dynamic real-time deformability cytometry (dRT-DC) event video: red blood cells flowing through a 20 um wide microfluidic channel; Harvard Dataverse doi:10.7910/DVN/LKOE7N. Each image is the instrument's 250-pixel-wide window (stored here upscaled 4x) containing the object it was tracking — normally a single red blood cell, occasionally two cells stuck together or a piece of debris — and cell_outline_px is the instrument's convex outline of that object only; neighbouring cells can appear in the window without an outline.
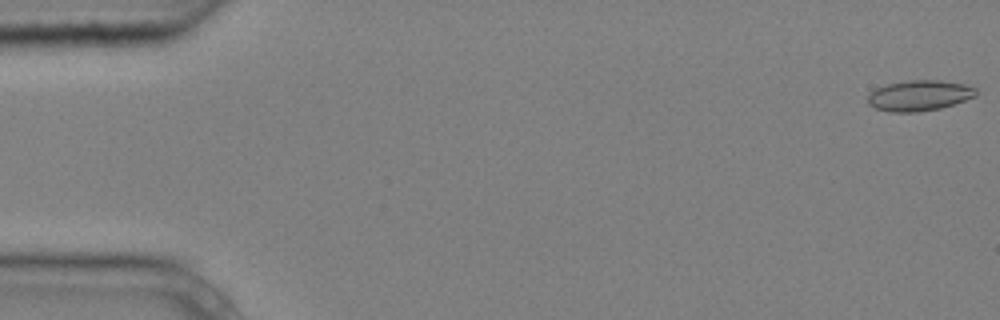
{"species": "common noctule bat (a hibernating species)", "species_latin": "Nyctalus noctula", "temperature_condition": "cold", "stored_images_in_passage": 6, "camera_frame_rate_fps": 3000, "um_per_image_px": 0.085, "animal": {"sex": "male", "body_mass_g": 20.4}, "frame": {"image": 1, "passage_image": 1, "time_ms": 0.0, "image_size_px": [1000, 320], "cell_outline_px": [[976, 96], [940, 108], [916, 112], [888, 112], [876, 108], [868, 104], [868, 96], [876, 88], [888, 84], [908, 80], [940, 80], [964, 84], [976, 88]], "centroid_in_image_um": [78.13, 8.12], "position_along_channel_um": 6.9, "area_um2": 19.13}}
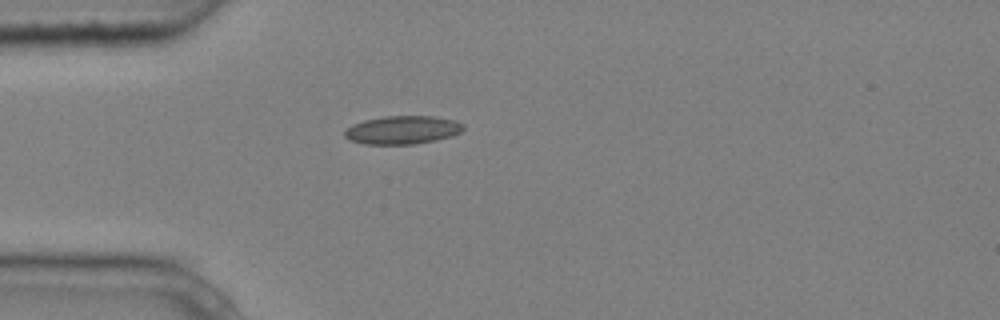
{"frame": {"image": 2, "passage_image": 5, "time_ms": 1.333, "image_size_px": [1000, 320], "cell_outline_px": [[464, 128], [460, 132], [452, 136], [436, 140], [416, 144], [364, 144], [348, 140], [344, 136], [344, 132], [352, 124], [364, 120], [384, 116], [432, 116], [456, 120], [464, 124]], "centroid_in_image_um": [34.21, 11.05], "position_along_channel_um": 50.8, "area_um2": 19.71}}